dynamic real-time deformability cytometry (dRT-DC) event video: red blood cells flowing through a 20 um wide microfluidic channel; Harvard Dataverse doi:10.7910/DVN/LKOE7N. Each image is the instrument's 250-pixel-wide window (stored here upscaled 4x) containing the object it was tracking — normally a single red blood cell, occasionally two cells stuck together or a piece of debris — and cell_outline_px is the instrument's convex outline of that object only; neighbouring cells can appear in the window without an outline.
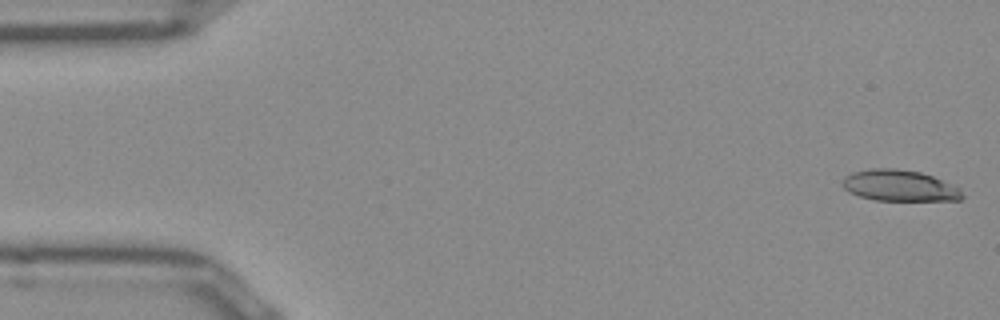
{"species": "Egyptian fruit bat (a non-hibernating species)", "species_latin": "Rousettus aegyptiacus", "temperature_condition": "room temperature", "stored_images_in_passage": 14, "camera_frame_rate_fps": 3000, "um_per_image_px": 0.085, "frame": {"image": 1, "passage_image": 1, "time_ms": 0.0, "image_size_px": [1000, 320], "cell_outline_px": [[964, 196], [960, 200], [876, 200], [860, 196], [848, 192], [844, 188], [844, 176], [852, 172], [872, 168], [896, 168], [920, 172], [932, 176], [960, 188]], "centroid_in_image_um": [76.45, 15.77], "position_along_channel_um": 8.5, "area_um2": 21.62}}
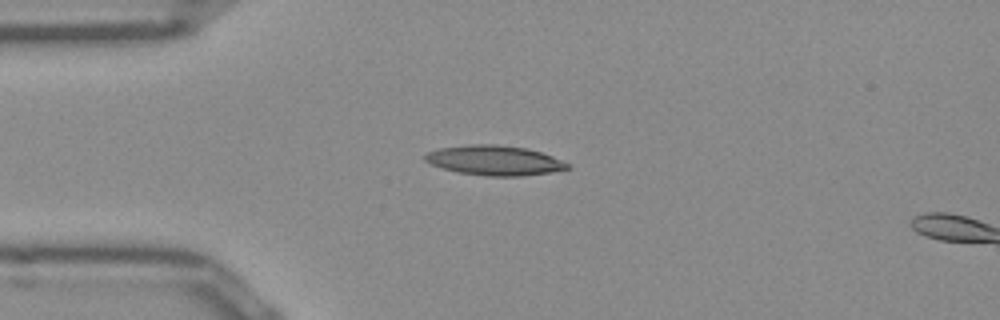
{"frame": {"image": 2, "passage_image": 12, "time_ms": 3.667, "image_size_px": [1000, 320], "cell_outline_px": [[572, 168], [552, 172], [520, 176], [488, 176], [456, 172], [440, 168], [424, 160], [424, 156], [428, 152], [440, 148], [472, 144], [496, 144], [528, 148], [552, 156], [568, 164]], "centroid_in_image_um": [42.02, 13.63], "position_along_channel_um": 43.0, "area_um2": 24.74}}